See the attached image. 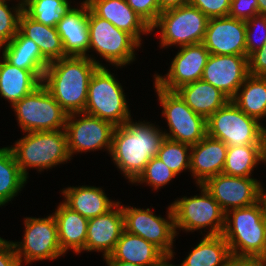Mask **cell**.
<instances>
[{
  "label": "cell",
  "mask_w": 266,
  "mask_h": 266,
  "mask_svg": "<svg viewBox=\"0 0 266 266\" xmlns=\"http://www.w3.org/2000/svg\"><path fill=\"white\" fill-rule=\"evenodd\" d=\"M202 44L215 55H247L246 23L230 16L210 18Z\"/></svg>",
  "instance_id": "cell-17"
},
{
  "label": "cell",
  "mask_w": 266,
  "mask_h": 266,
  "mask_svg": "<svg viewBox=\"0 0 266 266\" xmlns=\"http://www.w3.org/2000/svg\"><path fill=\"white\" fill-rule=\"evenodd\" d=\"M132 120L114 128L109 154L117 168L133 184L146 164L157 156L165 134L153 123Z\"/></svg>",
  "instance_id": "cell-1"
},
{
  "label": "cell",
  "mask_w": 266,
  "mask_h": 266,
  "mask_svg": "<svg viewBox=\"0 0 266 266\" xmlns=\"http://www.w3.org/2000/svg\"><path fill=\"white\" fill-rule=\"evenodd\" d=\"M261 124L229 100L207 119V135L227 146L265 145Z\"/></svg>",
  "instance_id": "cell-6"
},
{
  "label": "cell",
  "mask_w": 266,
  "mask_h": 266,
  "mask_svg": "<svg viewBox=\"0 0 266 266\" xmlns=\"http://www.w3.org/2000/svg\"><path fill=\"white\" fill-rule=\"evenodd\" d=\"M15 142L10 148L21 173L27 179L28 168H36L41 172L71 159L65 129L28 132Z\"/></svg>",
  "instance_id": "cell-4"
},
{
  "label": "cell",
  "mask_w": 266,
  "mask_h": 266,
  "mask_svg": "<svg viewBox=\"0 0 266 266\" xmlns=\"http://www.w3.org/2000/svg\"><path fill=\"white\" fill-rule=\"evenodd\" d=\"M79 8L70 7L57 23L65 56H86L90 37L88 29V4L83 1Z\"/></svg>",
  "instance_id": "cell-20"
},
{
  "label": "cell",
  "mask_w": 266,
  "mask_h": 266,
  "mask_svg": "<svg viewBox=\"0 0 266 266\" xmlns=\"http://www.w3.org/2000/svg\"><path fill=\"white\" fill-rule=\"evenodd\" d=\"M98 66L91 56H65L48 64L42 85L69 115L84 112L88 84Z\"/></svg>",
  "instance_id": "cell-2"
},
{
  "label": "cell",
  "mask_w": 266,
  "mask_h": 266,
  "mask_svg": "<svg viewBox=\"0 0 266 266\" xmlns=\"http://www.w3.org/2000/svg\"><path fill=\"white\" fill-rule=\"evenodd\" d=\"M64 203L87 219L97 217L111 210L118 201L107 197L104 190L94 186L67 187L62 190Z\"/></svg>",
  "instance_id": "cell-25"
},
{
  "label": "cell",
  "mask_w": 266,
  "mask_h": 266,
  "mask_svg": "<svg viewBox=\"0 0 266 266\" xmlns=\"http://www.w3.org/2000/svg\"><path fill=\"white\" fill-rule=\"evenodd\" d=\"M257 2L259 14L266 16V0H257Z\"/></svg>",
  "instance_id": "cell-48"
},
{
  "label": "cell",
  "mask_w": 266,
  "mask_h": 266,
  "mask_svg": "<svg viewBox=\"0 0 266 266\" xmlns=\"http://www.w3.org/2000/svg\"><path fill=\"white\" fill-rule=\"evenodd\" d=\"M89 50H94L112 66L123 67L135 58V49L141 44L128 32L118 29L109 21L88 9Z\"/></svg>",
  "instance_id": "cell-11"
},
{
  "label": "cell",
  "mask_w": 266,
  "mask_h": 266,
  "mask_svg": "<svg viewBox=\"0 0 266 266\" xmlns=\"http://www.w3.org/2000/svg\"><path fill=\"white\" fill-rule=\"evenodd\" d=\"M179 48L181 50L171 61L169 72L165 76L154 75L155 83L168 91H176L183 85L200 80L210 56L202 43Z\"/></svg>",
  "instance_id": "cell-16"
},
{
  "label": "cell",
  "mask_w": 266,
  "mask_h": 266,
  "mask_svg": "<svg viewBox=\"0 0 266 266\" xmlns=\"http://www.w3.org/2000/svg\"><path fill=\"white\" fill-rule=\"evenodd\" d=\"M248 73L252 76L266 77V42L261 49L248 57Z\"/></svg>",
  "instance_id": "cell-42"
},
{
  "label": "cell",
  "mask_w": 266,
  "mask_h": 266,
  "mask_svg": "<svg viewBox=\"0 0 266 266\" xmlns=\"http://www.w3.org/2000/svg\"><path fill=\"white\" fill-rule=\"evenodd\" d=\"M107 266H139L124 261H106Z\"/></svg>",
  "instance_id": "cell-47"
},
{
  "label": "cell",
  "mask_w": 266,
  "mask_h": 266,
  "mask_svg": "<svg viewBox=\"0 0 266 266\" xmlns=\"http://www.w3.org/2000/svg\"><path fill=\"white\" fill-rule=\"evenodd\" d=\"M68 0H23V11L36 22L56 27L71 7Z\"/></svg>",
  "instance_id": "cell-34"
},
{
  "label": "cell",
  "mask_w": 266,
  "mask_h": 266,
  "mask_svg": "<svg viewBox=\"0 0 266 266\" xmlns=\"http://www.w3.org/2000/svg\"><path fill=\"white\" fill-rule=\"evenodd\" d=\"M190 0H159L160 10L165 11L171 8L189 4Z\"/></svg>",
  "instance_id": "cell-45"
},
{
  "label": "cell",
  "mask_w": 266,
  "mask_h": 266,
  "mask_svg": "<svg viewBox=\"0 0 266 266\" xmlns=\"http://www.w3.org/2000/svg\"><path fill=\"white\" fill-rule=\"evenodd\" d=\"M258 14L257 0H231L228 16L246 21Z\"/></svg>",
  "instance_id": "cell-41"
},
{
  "label": "cell",
  "mask_w": 266,
  "mask_h": 266,
  "mask_svg": "<svg viewBox=\"0 0 266 266\" xmlns=\"http://www.w3.org/2000/svg\"><path fill=\"white\" fill-rule=\"evenodd\" d=\"M191 146L165 137L157 153L159 159L177 175L190 170Z\"/></svg>",
  "instance_id": "cell-35"
},
{
  "label": "cell",
  "mask_w": 266,
  "mask_h": 266,
  "mask_svg": "<svg viewBox=\"0 0 266 266\" xmlns=\"http://www.w3.org/2000/svg\"><path fill=\"white\" fill-rule=\"evenodd\" d=\"M166 255L153 243L124 230L105 261H124L139 266H155Z\"/></svg>",
  "instance_id": "cell-23"
},
{
  "label": "cell",
  "mask_w": 266,
  "mask_h": 266,
  "mask_svg": "<svg viewBox=\"0 0 266 266\" xmlns=\"http://www.w3.org/2000/svg\"><path fill=\"white\" fill-rule=\"evenodd\" d=\"M2 57L11 65L32 71L41 81L49 62L42 56L38 45L19 30L13 39L0 47Z\"/></svg>",
  "instance_id": "cell-26"
},
{
  "label": "cell",
  "mask_w": 266,
  "mask_h": 266,
  "mask_svg": "<svg viewBox=\"0 0 266 266\" xmlns=\"http://www.w3.org/2000/svg\"><path fill=\"white\" fill-rule=\"evenodd\" d=\"M263 189L262 184L259 181L258 185V203L261 206V209L263 211V215L266 218V190Z\"/></svg>",
  "instance_id": "cell-46"
},
{
  "label": "cell",
  "mask_w": 266,
  "mask_h": 266,
  "mask_svg": "<svg viewBox=\"0 0 266 266\" xmlns=\"http://www.w3.org/2000/svg\"><path fill=\"white\" fill-rule=\"evenodd\" d=\"M108 70L98 66L93 72L84 112L117 127L131 119V113L121 83Z\"/></svg>",
  "instance_id": "cell-5"
},
{
  "label": "cell",
  "mask_w": 266,
  "mask_h": 266,
  "mask_svg": "<svg viewBox=\"0 0 266 266\" xmlns=\"http://www.w3.org/2000/svg\"><path fill=\"white\" fill-rule=\"evenodd\" d=\"M198 186L201 195L189 198L184 196L171 204L175 229L194 232L209 227L210 230L206 231L205 236L222 235L225 212L202 184Z\"/></svg>",
  "instance_id": "cell-8"
},
{
  "label": "cell",
  "mask_w": 266,
  "mask_h": 266,
  "mask_svg": "<svg viewBox=\"0 0 266 266\" xmlns=\"http://www.w3.org/2000/svg\"><path fill=\"white\" fill-rule=\"evenodd\" d=\"M114 128L110 122L85 112L69 114L65 132L70 157L77 152L97 151L103 148L110 153Z\"/></svg>",
  "instance_id": "cell-14"
},
{
  "label": "cell",
  "mask_w": 266,
  "mask_h": 266,
  "mask_svg": "<svg viewBox=\"0 0 266 266\" xmlns=\"http://www.w3.org/2000/svg\"><path fill=\"white\" fill-rule=\"evenodd\" d=\"M0 60V95L11 106L33 92L42 81L30 70L11 65L2 56Z\"/></svg>",
  "instance_id": "cell-29"
},
{
  "label": "cell",
  "mask_w": 266,
  "mask_h": 266,
  "mask_svg": "<svg viewBox=\"0 0 266 266\" xmlns=\"http://www.w3.org/2000/svg\"><path fill=\"white\" fill-rule=\"evenodd\" d=\"M172 259H173L172 256H166L155 266H176V265H173L170 263L171 262L170 260H172Z\"/></svg>",
  "instance_id": "cell-49"
},
{
  "label": "cell",
  "mask_w": 266,
  "mask_h": 266,
  "mask_svg": "<svg viewBox=\"0 0 266 266\" xmlns=\"http://www.w3.org/2000/svg\"><path fill=\"white\" fill-rule=\"evenodd\" d=\"M24 226L23 240L11 241L21 266L23 261L28 265L32 261L55 260L65 254L59 244L53 214L46 218L26 217Z\"/></svg>",
  "instance_id": "cell-12"
},
{
  "label": "cell",
  "mask_w": 266,
  "mask_h": 266,
  "mask_svg": "<svg viewBox=\"0 0 266 266\" xmlns=\"http://www.w3.org/2000/svg\"><path fill=\"white\" fill-rule=\"evenodd\" d=\"M266 163L265 145L228 146L223 174L251 177L260 162Z\"/></svg>",
  "instance_id": "cell-31"
},
{
  "label": "cell",
  "mask_w": 266,
  "mask_h": 266,
  "mask_svg": "<svg viewBox=\"0 0 266 266\" xmlns=\"http://www.w3.org/2000/svg\"><path fill=\"white\" fill-rule=\"evenodd\" d=\"M257 258L261 261L262 266H266V254Z\"/></svg>",
  "instance_id": "cell-50"
},
{
  "label": "cell",
  "mask_w": 266,
  "mask_h": 266,
  "mask_svg": "<svg viewBox=\"0 0 266 266\" xmlns=\"http://www.w3.org/2000/svg\"><path fill=\"white\" fill-rule=\"evenodd\" d=\"M202 185L225 213L231 209L249 207L258 202L259 181L253 177L220 173L208 178Z\"/></svg>",
  "instance_id": "cell-15"
},
{
  "label": "cell",
  "mask_w": 266,
  "mask_h": 266,
  "mask_svg": "<svg viewBox=\"0 0 266 266\" xmlns=\"http://www.w3.org/2000/svg\"><path fill=\"white\" fill-rule=\"evenodd\" d=\"M89 9L118 29L131 34L140 44L141 35L150 34L151 27L127 4L126 0H85Z\"/></svg>",
  "instance_id": "cell-21"
},
{
  "label": "cell",
  "mask_w": 266,
  "mask_h": 266,
  "mask_svg": "<svg viewBox=\"0 0 266 266\" xmlns=\"http://www.w3.org/2000/svg\"><path fill=\"white\" fill-rule=\"evenodd\" d=\"M26 181L12 149L9 146L0 148V207L18 195Z\"/></svg>",
  "instance_id": "cell-33"
},
{
  "label": "cell",
  "mask_w": 266,
  "mask_h": 266,
  "mask_svg": "<svg viewBox=\"0 0 266 266\" xmlns=\"http://www.w3.org/2000/svg\"><path fill=\"white\" fill-rule=\"evenodd\" d=\"M18 30L38 45L42 56L49 63L65 57L61 37L56 27L36 22L22 11L19 16Z\"/></svg>",
  "instance_id": "cell-28"
},
{
  "label": "cell",
  "mask_w": 266,
  "mask_h": 266,
  "mask_svg": "<svg viewBox=\"0 0 266 266\" xmlns=\"http://www.w3.org/2000/svg\"><path fill=\"white\" fill-rule=\"evenodd\" d=\"M154 86L169 127L165 137L190 146L202 140L207 135V119L195 113L176 91L165 90L155 82Z\"/></svg>",
  "instance_id": "cell-10"
},
{
  "label": "cell",
  "mask_w": 266,
  "mask_h": 266,
  "mask_svg": "<svg viewBox=\"0 0 266 266\" xmlns=\"http://www.w3.org/2000/svg\"><path fill=\"white\" fill-rule=\"evenodd\" d=\"M227 149L223 141L208 135L191 146L190 172L197 185L223 172Z\"/></svg>",
  "instance_id": "cell-22"
},
{
  "label": "cell",
  "mask_w": 266,
  "mask_h": 266,
  "mask_svg": "<svg viewBox=\"0 0 266 266\" xmlns=\"http://www.w3.org/2000/svg\"><path fill=\"white\" fill-rule=\"evenodd\" d=\"M246 23V50L247 57L261 49L266 42V16L256 15L245 21ZM261 30V38L257 37L256 31ZM257 32V34H258ZM257 38V39H256Z\"/></svg>",
  "instance_id": "cell-38"
},
{
  "label": "cell",
  "mask_w": 266,
  "mask_h": 266,
  "mask_svg": "<svg viewBox=\"0 0 266 266\" xmlns=\"http://www.w3.org/2000/svg\"><path fill=\"white\" fill-rule=\"evenodd\" d=\"M263 139H264V144L266 147V127H263Z\"/></svg>",
  "instance_id": "cell-51"
},
{
  "label": "cell",
  "mask_w": 266,
  "mask_h": 266,
  "mask_svg": "<svg viewBox=\"0 0 266 266\" xmlns=\"http://www.w3.org/2000/svg\"><path fill=\"white\" fill-rule=\"evenodd\" d=\"M167 209L166 219L161 215L156 216L150 208L141 209L122 205L125 231L153 243L166 256L174 257L173 241L179 233L175 229L172 206H168Z\"/></svg>",
  "instance_id": "cell-13"
},
{
  "label": "cell",
  "mask_w": 266,
  "mask_h": 266,
  "mask_svg": "<svg viewBox=\"0 0 266 266\" xmlns=\"http://www.w3.org/2000/svg\"><path fill=\"white\" fill-rule=\"evenodd\" d=\"M127 4L150 26L158 20L160 13L159 0H126Z\"/></svg>",
  "instance_id": "cell-39"
},
{
  "label": "cell",
  "mask_w": 266,
  "mask_h": 266,
  "mask_svg": "<svg viewBox=\"0 0 266 266\" xmlns=\"http://www.w3.org/2000/svg\"><path fill=\"white\" fill-rule=\"evenodd\" d=\"M227 266H262L258 258L232 256Z\"/></svg>",
  "instance_id": "cell-44"
},
{
  "label": "cell",
  "mask_w": 266,
  "mask_h": 266,
  "mask_svg": "<svg viewBox=\"0 0 266 266\" xmlns=\"http://www.w3.org/2000/svg\"><path fill=\"white\" fill-rule=\"evenodd\" d=\"M178 266H227L232 255L222 235L205 236Z\"/></svg>",
  "instance_id": "cell-30"
},
{
  "label": "cell",
  "mask_w": 266,
  "mask_h": 266,
  "mask_svg": "<svg viewBox=\"0 0 266 266\" xmlns=\"http://www.w3.org/2000/svg\"><path fill=\"white\" fill-rule=\"evenodd\" d=\"M12 109L24 133L65 129L68 114L42 84Z\"/></svg>",
  "instance_id": "cell-9"
},
{
  "label": "cell",
  "mask_w": 266,
  "mask_h": 266,
  "mask_svg": "<svg viewBox=\"0 0 266 266\" xmlns=\"http://www.w3.org/2000/svg\"><path fill=\"white\" fill-rule=\"evenodd\" d=\"M222 236L234 257L257 258L266 254V218L260 204L225 213Z\"/></svg>",
  "instance_id": "cell-3"
},
{
  "label": "cell",
  "mask_w": 266,
  "mask_h": 266,
  "mask_svg": "<svg viewBox=\"0 0 266 266\" xmlns=\"http://www.w3.org/2000/svg\"><path fill=\"white\" fill-rule=\"evenodd\" d=\"M124 216L120 202L107 213L88 219L85 251L103 252L108 257L124 232Z\"/></svg>",
  "instance_id": "cell-19"
},
{
  "label": "cell",
  "mask_w": 266,
  "mask_h": 266,
  "mask_svg": "<svg viewBox=\"0 0 266 266\" xmlns=\"http://www.w3.org/2000/svg\"><path fill=\"white\" fill-rule=\"evenodd\" d=\"M177 174L173 172L158 157H153L145 166L143 172L133 183H146L158 190L167 185Z\"/></svg>",
  "instance_id": "cell-36"
},
{
  "label": "cell",
  "mask_w": 266,
  "mask_h": 266,
  "mask_svg": "<svg viewBox=\"0 0 266 266\" xmlns=\"http://www.w3.org/2000/svg\"><path fill=\"white\" fill-rule=\"evenodd\" d=\"M209 18L190 3L162 11L151 27L160 30V47H179L203 42Z\"/></svg>",
  "instance_id": "cell-7"
},
{
  "label": "cell",
  "mask_w": 266,
  "mask_h": 266,
  "mask_svg": "<svg viewBox=\"0 0 266 266\" xmlns=\"http://www.w3.org/2000/svg\"><path fill=\"white\" fill-rule=\"evenodd\" d=\"M231 0H190L209 19L228 16Z\"/></svg>",
  "instance_id": "cell-40"
},
{
  "label": "cell",
  "mask_w": 266,
  "mask_h": 266,
  "mask_svg": "<svg viewBox=\"0 0 266 266\" xmlns=\"http://www.w3.org/2000/svg\"><path fill=\"white\" fill-rule=\"evenodd\" d=\"M18 2L17 5L10 8L7 0H0V47L8 44L17 34L19 16L23 11V0Z\"/></svg>",
  "instance_id": "cell-37"
},
{
  "label": "cell",
  "mask_w": 266,
  "mask_h": 266,
  "mask_svg": "<svg viewBox=\"0 0 266 266\" xmlns=\"http://www.w3.org/2000/svg\"><path fill=\"white\" fill-rule=\"evenodd\" d=\"M176 92L195 113L206 119L230 100L223 92L202 79L183 85Z\"/></svg>",
  "instance_id": "cell-27"
},
{
  "label": "cell",
  "mask_w": 266,
  "mask_h": 266,
  "mask_svg": "<svg viewBox=\"0 0 266 266\" xmlns=\"http://www.w3.org/2000/svg\"><path fill=\"white\" fill-rule=\"evenodd\" d=\"M0 266H21L11 241L0 245Z\"/></svg>",
  "instance_id": "cell-43"
},
{
  "label": "cell",
  "mask_w": 266,
  "mask_h": 266,
  "mask_svg": "<svg viewBox=\"0 0 266 266\" xmlns=\"http://www.w3.org/2000/svg\"><path fill=\"white\" fill-rule=\"evenodd\" d=\"M248 75L247 55L210 54L201 79L232 100Z\"/></svg>",
  "instance_id": "cell-18"
},
{
  "label": "cell",
  "mask_w": 266,
  "mask_h": 266,
  "mask_svg": "<svg viewBox=\"0 0 266 266\" xmlns=\"http://www.w3.org/2000/svg\"><path fill=\"white\" fill-rule=\"evenodd\" d=\"M6 240L0 237V245L3 244Z\"/></svg>",
  "instance_id": "cell-52"
},
{
  "label": "cell",
  "mask_w": 266,
  "mask_h": 266,
  "mask_svg": "<svg viewBox=\"0 0 266 266\" xmlns=\"http://www.w3.org/2000/svg\"><path fill=\"white\" fill-rule=\"evenodd\" d=\"M232 101L248 116L266 118V77L248 75Z\"/></svg>",
  "instance_id": "cell-32"
},
{
  "label": "cell",
  "mask_w": 266,
  "mask_h": 266,
  "mask_svg": "<svg viewBox=\"0 0 266 266\" xmlns=\"http://www.w3.org/2000/svg\"><path fill=\"white\" fill-rule=\"evenodd\" d=\"M57 224L58 240L62 251L69 249L79 254L85 251L88 219L61 202L54 213Z\"/></svg>",
  "instance_id": "cell-24"
}]
</instances>
